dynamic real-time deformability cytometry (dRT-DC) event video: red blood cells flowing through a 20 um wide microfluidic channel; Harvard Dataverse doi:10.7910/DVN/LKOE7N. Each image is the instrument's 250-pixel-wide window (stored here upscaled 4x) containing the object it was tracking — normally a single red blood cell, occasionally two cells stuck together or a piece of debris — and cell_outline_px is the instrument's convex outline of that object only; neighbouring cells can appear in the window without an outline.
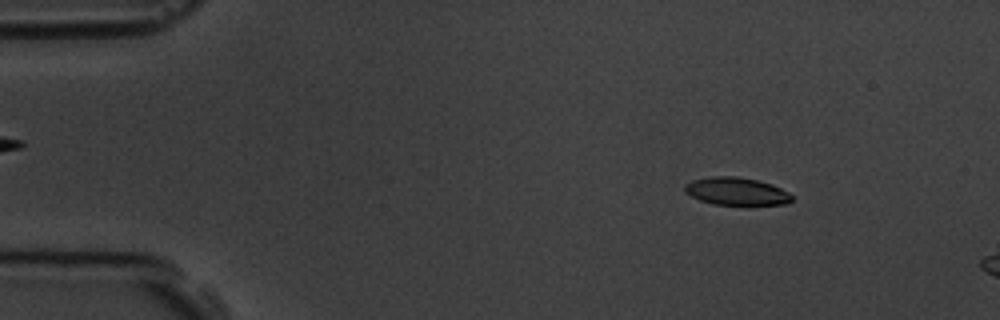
{"species": "common noctule bat (a hibernating species)", "species_latin": "Nyctalus noctula", "temperature_condition": "room temperature", "stored_images_in_passage": 4, "camera_frame_rate_fps": 3000, "um_per_image_px": 0.085, "animal": {"sex": "male", "body_mass_g": 19.5, "forearm_length_mm": 54.6}, "frame": {"image": 1, "passage_image": 2, "time_ms": 1.333, "image_size_px": [1000, 320], "cell_outline_px": [[792, 200], [788, 204], [744, 208], [712, 204], [700, 200], [684, 192], [684, 184], [692, 180], [712, 176], [736, 176], [756, 180], [772, 184], [788, 192], [792, 196]], "centroid_in_image_um": [62.63, 16.32], "position_along_channel_um": 22.4, "area_um2": 18.26}}